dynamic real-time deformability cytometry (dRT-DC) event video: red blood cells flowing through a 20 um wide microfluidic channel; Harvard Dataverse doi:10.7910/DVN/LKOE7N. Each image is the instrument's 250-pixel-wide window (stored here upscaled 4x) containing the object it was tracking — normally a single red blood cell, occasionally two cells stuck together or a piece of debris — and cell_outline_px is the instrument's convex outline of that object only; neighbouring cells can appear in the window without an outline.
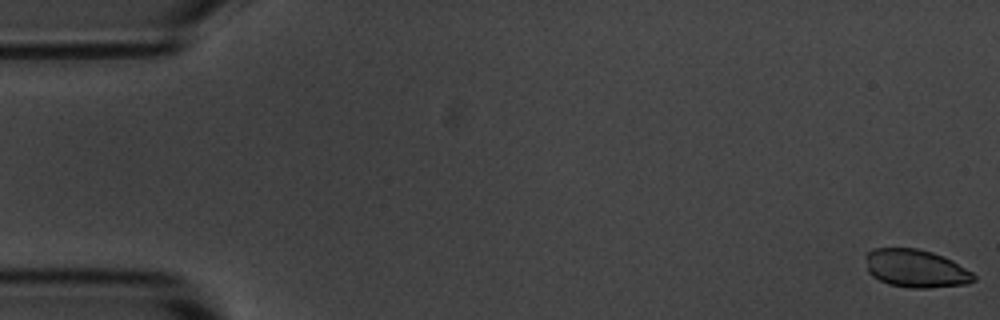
{"species": "common noctule bat (a hibernating species)", "species_latin": "Nyctalus noctula", "temperature_condition": "room temperature", "stored_images_in_passage": 6, "camera_frame_rate_fps": 3000, "um_per_image_px": 0.085, "animal": {"sex": "male", "body_mass_g": 20.1, "forearm_length_mm": 53.5}, "frame": {"image": 1, "passage_image": 1, "time_ms": 0.0, "image_size_px": [1000, 320], "cell_outline_px": [[976, 280], [968, 284], [928, 288], [908, 288], [888, 284], [872, 276], [868, 272], [864, 256], [872, 248], [916, 248], [932, 252], [952, 260], [972, 272], [976, 276]], "centroid_in_image_um": [77.83, 22.82], "position_along_channel_um": 7.2, "area_um2": 24.16}}
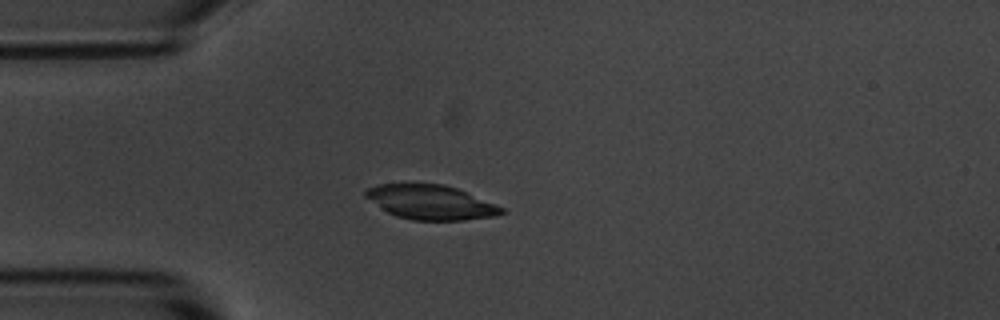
{"frame": {"image": 2, "passage_image": 5, "time_ms": 4.667, "image_size_px": [1000, 320], "cell_outline_px": [[504, 212], [496, 216], [464, 220], [412, 220], [396, 216], [380, 208], [364, 196], [364, 192], [368, 188], [380, 184], [444, 184], [456, 188], [504, 208]], "centroid_in_image_um": [36.59, 17.2], "position_along_channel_um": 48.4, "area_um2": 26.99}}